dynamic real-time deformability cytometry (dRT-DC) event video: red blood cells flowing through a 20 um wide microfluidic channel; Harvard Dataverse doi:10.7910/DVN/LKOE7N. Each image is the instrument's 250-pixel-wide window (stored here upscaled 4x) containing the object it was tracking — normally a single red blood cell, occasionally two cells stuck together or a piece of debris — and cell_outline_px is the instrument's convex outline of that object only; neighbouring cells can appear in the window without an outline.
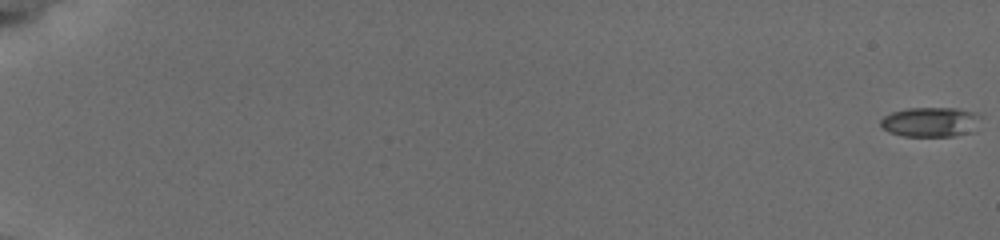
{"species": "common noctule bat (a hibernating species)", "species_latin": "Nyctalus noctula", "temperature_condition": "cold", "stored_images_in_passage": 51, "camera_frame_rate_fps": 3000, "um_per_image_px": 0.085, "animal": {"sex": "female", "body_mass_g": 19.5, "forearm_length_mm": 54.1}, "frame": {"image": 1, "passage_image": 1, "time_ms": 0.0, "image_size_px": [1000, 240], "cell_outline_px": [[984, 116], [976, 132], [956, 136], [904, 136], [888, 132], [880, 124], [880, 120], [884, 116], [892, 112], [908, 108], [956, 108], [984, 112]], "centroid_in_image_um": [79.25, 10.36], "position_along_channel_um": 5.7, "area_um2": 18.09}}
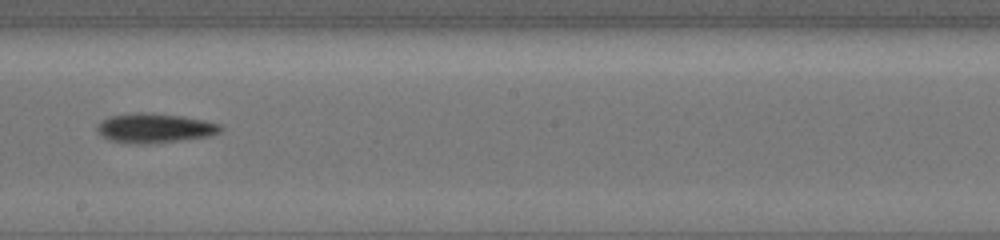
{"frame": {"image": 2, "passage_image": 28, "time_ms": 11.667, "image_size_px": [1000, 240], "cell_outline_px": [[224, 128], [220, 132], [208, 136], [144, 144], [136, 144], [112, 140], [104, 136], [96, 128], [108, 116], [136, 112], [144, 112], [184, 116], [220, 124]], "centroid_in_image_um": [13.17, 10.87], "position_along_channel_um": 235.0, "area_um2": 20.75}}
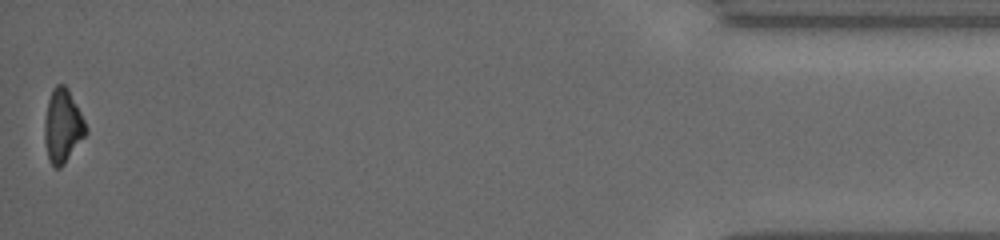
{"frame": {"image": 3, "passage_image": 51, "time_ms": 18.667, "image_size_px": [1000, 240], "cell_outline_px": [[88, 132], [64, 164], [60, 168], [56, 168], [48, 160], [44, 140], [44, 120], [48, 100], [52, 88], [56, 84], [64, 84], [68, 88], [88, 128]], "centroid_in_image_um": [5.31, 10.71], "position_along_channel_um": 429.9, "area_um2": 17.8}, "authors_computed_cell_mechanics": {"area_um2": 18.1492, "velocity_mm_per_s": 3.8478, "shape_relaxation_time_tau1_ms": 3.3124, "shape_relaxation_time_tau2_ms": null, "deformation_change_tau1": 0.1281, "deformation_change_tau2": null}}